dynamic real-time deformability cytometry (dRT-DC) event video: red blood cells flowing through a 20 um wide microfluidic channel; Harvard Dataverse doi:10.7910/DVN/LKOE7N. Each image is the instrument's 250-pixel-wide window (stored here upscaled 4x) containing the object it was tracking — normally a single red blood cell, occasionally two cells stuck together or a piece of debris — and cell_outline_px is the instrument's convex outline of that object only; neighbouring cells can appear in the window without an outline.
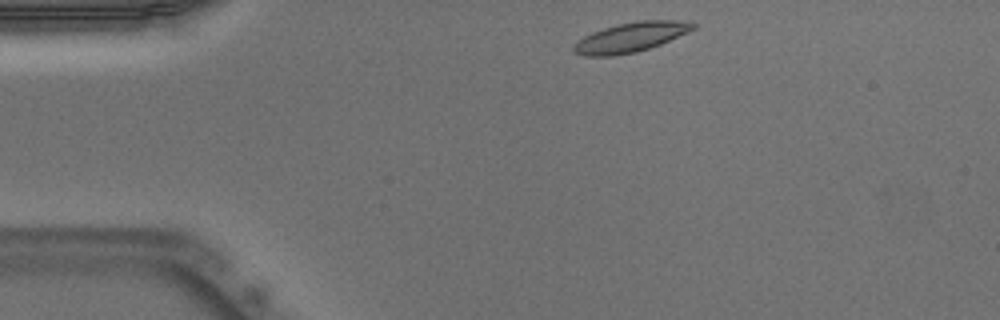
{"species": "Egyptian fruit bat (a non-hibernating species)", "species_latin": "Rousettus aegyptiacus", "temperature_condition": "warm", "stored_images_in_passage": 43, "camera_frame_rate_fps": 3000, "um_per_image_px": 0.085, "animal": {"sex": "male"}, "frame": {"image": 1, "passage_image": 1, "time_ms": 0.0, "image_size_px": [1000, 320], "cell_outline_px": [[696, 28], [688, 32], [660, 44], [636, 52], [612, 56], [584, 56], [572, 52], [572, 48], [576, 40], [592, 32], [616, 24], [640, 20], [676, 20], [696, 24]], "centroid_in_image_um": [53.55, 3.17], "position_along_channel_um": 31.4, "area_um2": 20.63}}
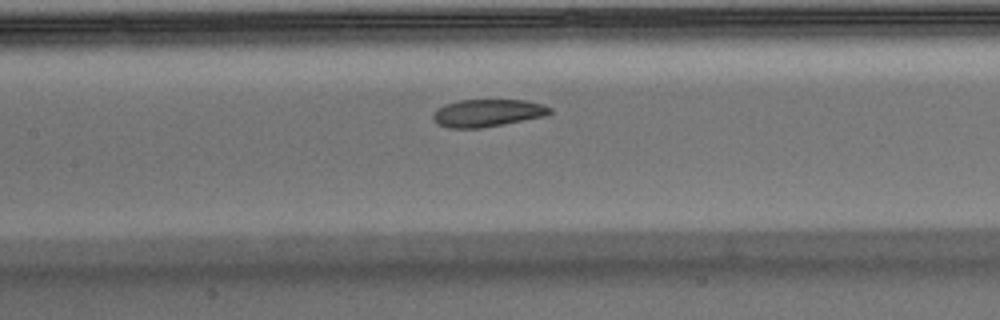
{"frame": {"image": 2, "passage_image": 15, "time_ms": 4.667, "image_size_px": [1000, 320], "cell_outline_px": [[552, 112], [544, 116], [480, 128], [448, 128], [436, 124], [432, 120], [432, 112], [436, 108], [444, 104], [460, 100], [524, 100], [540, 104], [552, 108]], "centroid_in_image_um": [41.34, 9.6], "position_along_channel_um": 166.1, "area_um2": 18.73}}
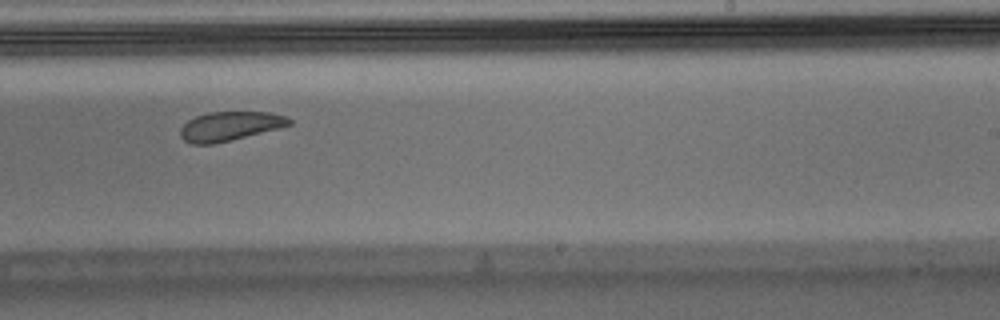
{"frame": {"image": 3, "passage_image": 23, "time_ms": 7.333, "image_size_px": [1000, 320], "cell_outline_px": [[292, 124], [280, 128], [232, 140], [212, 144], [192, 144], [184, 140], [180, 136], [180, 128], [188, 120], [196, 116], [208, 112], [272, 112], [288, 116], [292, 120]], "centroid_in_image_um": [19.57, 10.72], "position_along_channel_um": 269.4, "area_um2": 18.67}, "authors_computed_cell_mechanics": {"area_um2": 20.2878, "velocity_mm_per_s": 3.8949, "shape_relaxation_time_tau1_ms": 4.7373, "shape_relaxation_time_tau2_ms": 5.003, "deformation_change_tau1": 0.1364, "deformation_change_tau2": 0.1101}}